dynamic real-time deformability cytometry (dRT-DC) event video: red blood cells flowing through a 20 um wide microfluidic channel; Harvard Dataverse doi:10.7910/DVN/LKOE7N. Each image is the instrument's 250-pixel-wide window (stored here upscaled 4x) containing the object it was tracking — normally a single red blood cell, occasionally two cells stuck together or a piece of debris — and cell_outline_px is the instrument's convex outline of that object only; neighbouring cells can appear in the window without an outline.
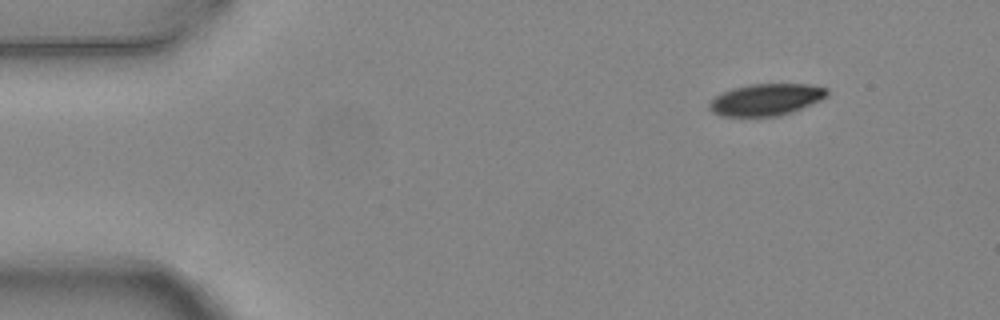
{"species": "common noctule bat (a hibernating species)", "species_latin": "Nyctalus noctula", "temperature_condition": "warm", "stored_images_in_passage": 4, "camera_frame_rate_fps": 3000, "um_per_image_px": 0.085, "animal": {"sex": "female", "body_mass_g": 24.6, "forearm_length_mm": 56.2}, "frame": {"image": 1, "passage_image": 1, "time_ms": 0.0, "image_size_px": [1000, 320], "cell_outline_px": [[828, 96], [820, 100], [792, 112], [780, 116], [720, 116], [712, 112], [708, 108], [708, 104], [716, 96], [732, 88], [748, 84], [808, 84], [828, 88]], "centroid_in_image_um": [65.11, 8.46], "position_along_channel_um": 19.9, "area_um2": 21.85}}
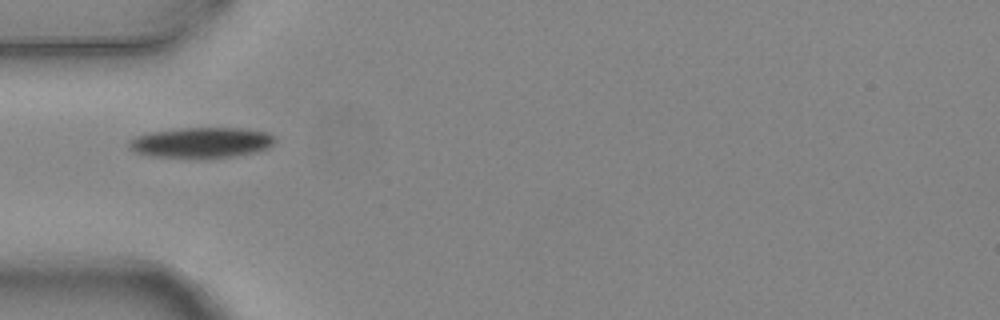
{"frame": {"image": 2, "passage_image": 4, "time_ms": 1.0, "image_size_px": [1000, 320], "cell_outline_px": [[276, 140], [268, 148], [256, 152], [236, 156], [208, 160], [148, 156], [136, 152], [128, 148], [128, 140], [136, 136], [148, 132], [180, 128], [240, 128], [268, 132]], "centroid_in_image_um": [17.08, 12.15], "position_along_channel_um": 67.9, "area_um2": 26.76}}